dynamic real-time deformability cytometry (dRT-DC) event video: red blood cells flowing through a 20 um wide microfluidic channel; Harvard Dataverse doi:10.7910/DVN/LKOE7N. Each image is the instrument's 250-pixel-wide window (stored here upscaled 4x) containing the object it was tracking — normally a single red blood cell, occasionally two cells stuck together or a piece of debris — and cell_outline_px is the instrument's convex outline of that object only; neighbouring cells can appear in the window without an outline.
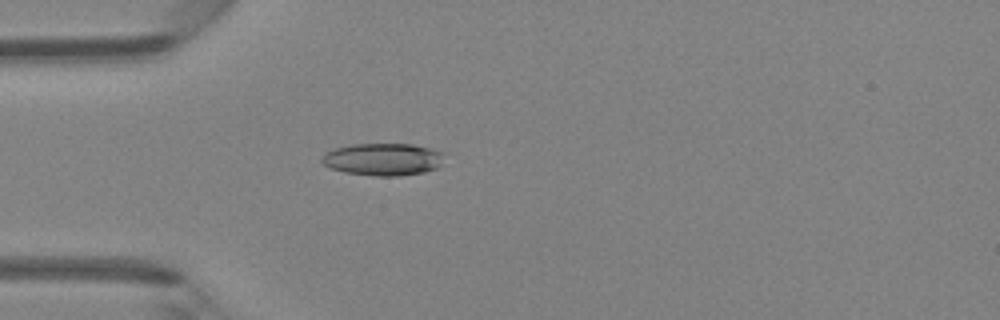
{"species": "Egyptian fruit bat (a non-hibernating species)", "species_latin": "Rousettus aegyptiacus", "temperature_condition": "room temperature", "stored_images_in_passage": 45, "camera_frame_rate_fps": 3000, "um_per_image_px": 0.085, "animal": {"sex": "female"}, "frame": {"image": 1, "passage_image": 13, "time_ms": 4.0, "image_size_px": [1000, 320], "cell_outline_px": [[448, 152], [440, 164], [436, 168], [424, 172], [400, 176], [376, 176], [344, 172], [332, 168], [324, 164], [320, 160], [324, 152], [332, 148], [352, 144], [412, 144]], "centroid_in_image_um": [32.57, 13.53], "position_along_channel_um": 52.4, "area_um2": 23.41}}
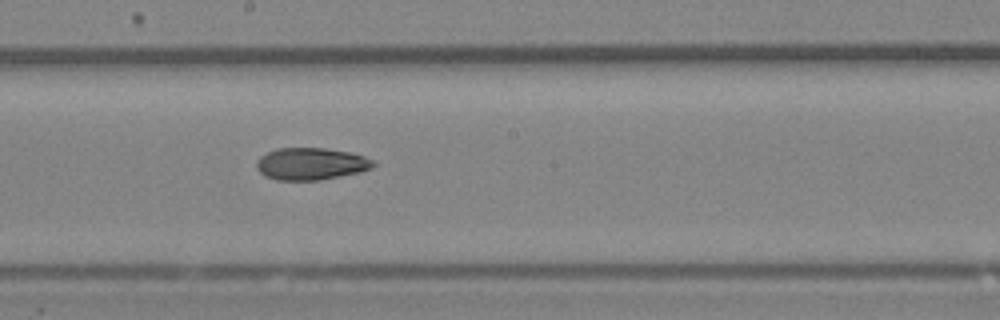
{"frame": {"image": 2, "passage_image": 25, "time_ms": 8.0, "image_size_px": [1000, 320], "cell_outline_px": [[376, 164], [372, 168], [360, 172], [320, 180], [276, 180], [264, 176], [256, 168], [256, 160], [260, 156], [276, 148], [324, 148], [348, 152], [364, 156], [372, 160]], "centroid_in_image_um": [26.4, 13.93], "position_along_channel_um": 221.8, "area_um2": 21.91}}
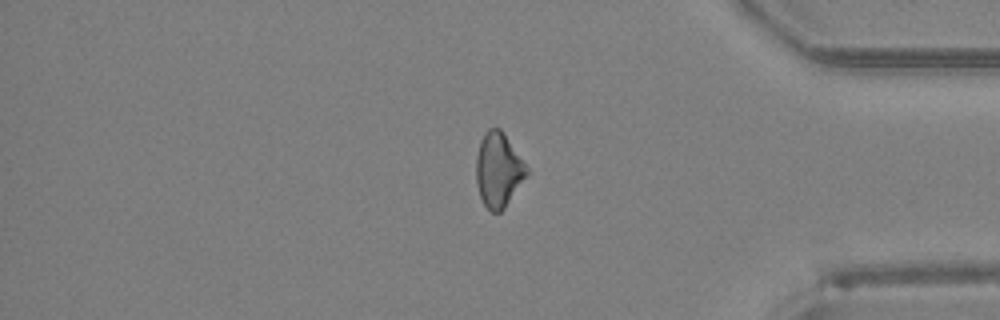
{"frame": {"image": 3, "passage_image": 38, "time_ms": 12.333, "image_size_px": [1000, 320], "cell_outline_px": [[528, 172], [504, 208], [500, 212], [492, 212], [484, 204], [480, 196], [476, 180], [476, 156], [480, 140], [484, 132], [488, 128], [500, 128], [504, 132], [528, 168]], "centroid_in_image_um": [42.34, 14.4], "position_along_channel_um": 392.9, "area_um2": 21.68}}